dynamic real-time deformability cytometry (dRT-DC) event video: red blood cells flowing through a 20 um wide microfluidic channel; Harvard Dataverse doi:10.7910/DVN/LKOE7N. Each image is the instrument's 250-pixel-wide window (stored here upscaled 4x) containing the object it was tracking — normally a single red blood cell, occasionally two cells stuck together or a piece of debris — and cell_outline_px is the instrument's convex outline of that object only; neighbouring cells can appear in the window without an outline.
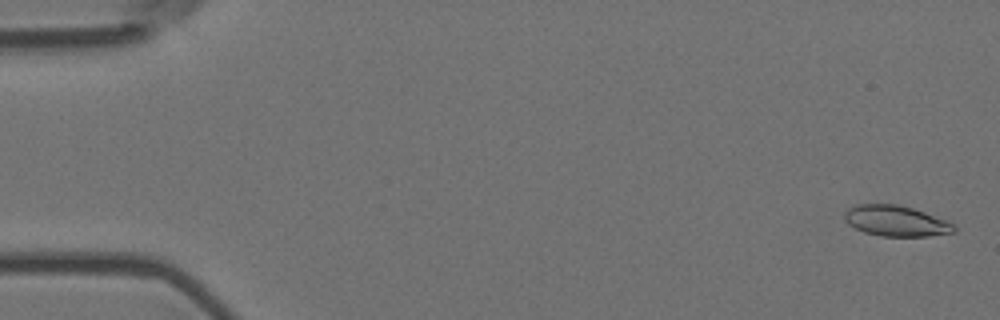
{"species": "Egyptian fruit bat (a non-hibernating species)", "species_latin": "Rousettus aegyptiacus", "temperature_condition": "room temperature", "stored_images_in_passage": 57, "segment_of_instrument_passage": [1, 2], "camera_frame_rate_fps": 3000, "um_per_image_px": 0.085, "animal": {"sex": "female"}, "frame": {"image": 1, "passage_image": 2, "time_ms": 0.333, "image_size_px": [1000, 320], "cell_outline_px": [[956, 232], [928, 236], [880, 236], [864, 232], [848, 224], [844, 220], [844, 212], [848, 208], [856, 204], [896, 204], [912, 208], [924, 212], [944, 220], [952, 224], [956, 228]], "centroid_in_image_um": [76.11, 18.78], "position_along_channel_um": 8.9, "area_um2": 19.48}}
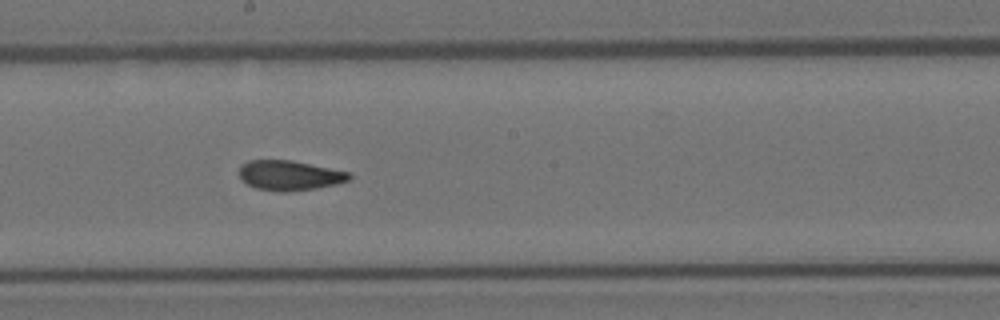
{"frame": {"image": 2, "passage_image": 31, "time_ms": 10.0, "image_size_px": [1000, 320], "cell_outline_px": [[352, 180], [336, 184], [316, 188], [284, 192], [280, 192], [256, 188], [240, 180], [240, 164], [248, 160], [292, 160], [348, 172], [352, 176]], "centroid_in_image_um": [24.6, 14.91], "position_along_channel_um": 223.6, "area_um2": 19.19}}
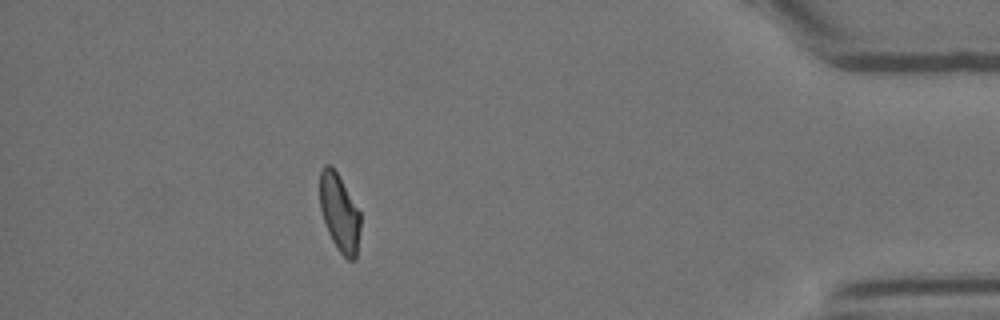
{"frame": {"image": 3, "passage_image": 50, "time_ms": 16.333, "image_size_px": [1000, 320], "cell_outline_px": [[360, 228], [356, 260], [348, 260], [336, 248], [328, 232], [320, 208], [320, 172], [324, 164], [328, 164], [336, 172], [360, 212]], "centroid_in_image_um": [28.85, 18.13], "position_along_channel_um": 406.3, "area_um2": 18.09}}